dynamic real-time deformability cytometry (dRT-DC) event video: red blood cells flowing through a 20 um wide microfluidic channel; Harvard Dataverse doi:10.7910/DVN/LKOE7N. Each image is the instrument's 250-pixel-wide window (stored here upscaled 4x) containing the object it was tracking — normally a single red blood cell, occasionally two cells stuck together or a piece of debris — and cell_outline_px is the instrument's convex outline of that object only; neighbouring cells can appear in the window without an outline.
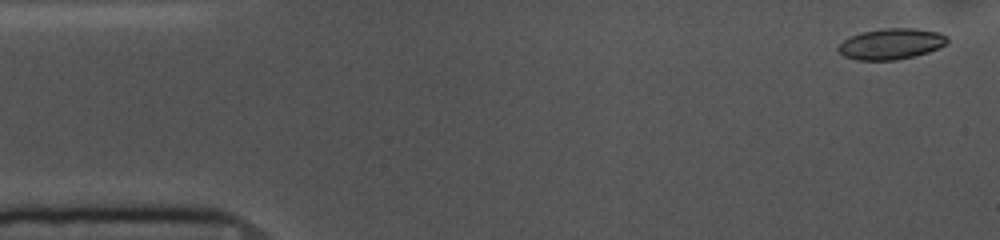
{"species": "common noctule bat (a hibernating species)", "species_latin": "Nyctalus noctula", "temperature_condition": "cold", "stored_images_in_passage": 54, "camera_frame_rate_fps": 3000, "um_per_image_px": 0.085, "animal": {"sex": "female", "body_mass_g": 10.0, "forearm_length_mm": 53.1}, "frame": {"image": 1, "passage_image": 2, "time_ms": 0.333, "image_size_px": [1000, 240], "cell_outline_px": [[948, 40], [944, 44], [928, 52], [896, 60], [856, 60], [844, 56], [836, 48], [844, 40], [860, 32], [884, 28], [916, 28], [940, 32], [948, 36]], "centroid_in_image_um": [75.74, 3.72], "position_along_channel_um": 9.3, "area_um2": 19.54}}
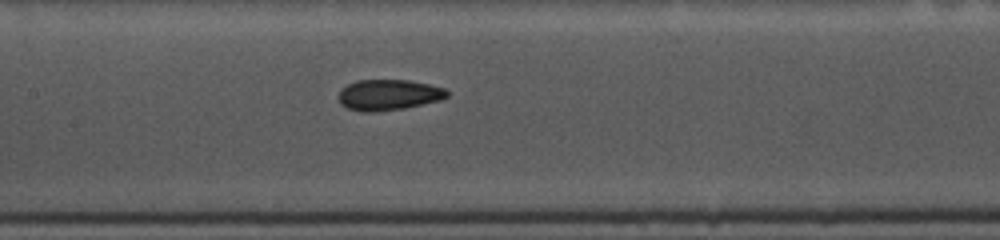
{"frame": {"image": 2, "passage_image": 24, "time_ms": 7.667, "image_size_px": [1000, 240], "cell_outline_px": [[448, 96], [440, 100], [404, 108], [376, 112], [360, 112], [348, 108], [340, 104], [336, 96], [348, 84], [356, 80], [408, 80], [428, 84], [444, 88], [448, 92]], "centroid_in_image_um": [32.99, 8.07], "position_along_channel_um": 174.4, "area_um2": 19.48}}
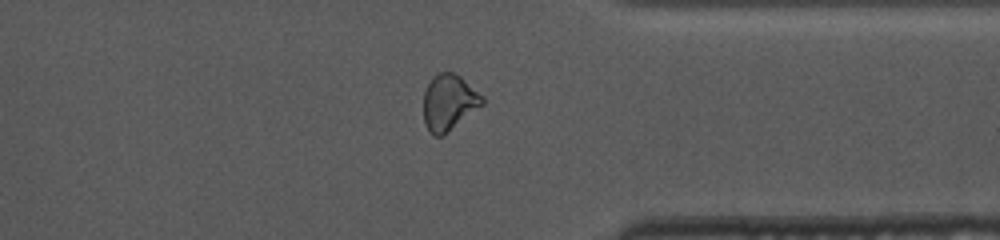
{"frame": {"image": 3, "passage_image": 41, "time_ms": 13.333, "image_size_px": [1000, 240], "cell_outline_px": [[484, 104], [444, 136], [432, 136], [424, 124], [424, 92], [432, 76], [440, 72], [452, 72], [460, 76], [484, 96]], "centroid_in_image_um": [38.16, 8.73], "position_along_channel_um": 373.2, "area_um2": 19.42}, "authors_computed_cell_mechanics": {"area_um2": 19.5364, "velocity_mm_per_s": 3.6449, "shape_relaxation_time_tau1_ms": 5.3662, "shape_relaxation_time_tau2_ms": 2.443, "deformation_change_tau1": 0.1121, "deformation_change_tau2": 0.0721}}